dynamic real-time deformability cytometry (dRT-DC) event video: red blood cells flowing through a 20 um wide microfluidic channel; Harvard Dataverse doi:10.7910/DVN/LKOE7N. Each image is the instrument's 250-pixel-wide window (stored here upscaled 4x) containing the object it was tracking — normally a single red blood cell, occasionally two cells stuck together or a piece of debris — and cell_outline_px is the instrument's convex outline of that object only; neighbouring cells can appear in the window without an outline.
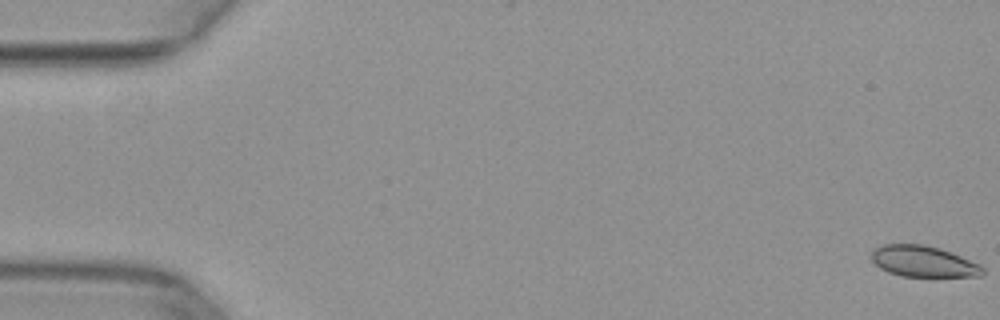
{"species": "common noctule bat (a hibernating species)", "species_latin": "Nyctalus noctula", "temperature_condition": "warm", "stored_images_in_passage": 51, "camera_frame_rate_fps": 3000, "um_per_image_px": 0.085, "animal": {"sex": "female", "body_mass_g": 29.2, "forearm_length_mm": 56.3}, "frame": {"image": 1, "passage_image": 1, "time_ms": 0.0, "image_size_px": [1000, 320], "cell_outline_px": [[984, 272], [980, 276], [900, 276], [888, 272], [880, 268], [872, 260], [872, 252], [880, 244], [924, 244], [940, 248], [980, 264], [984, 268]], "centroid_in_image_um": [78.48, 22.21], "position_along_channel_um": 6.5, "area_um2": 20.06}}
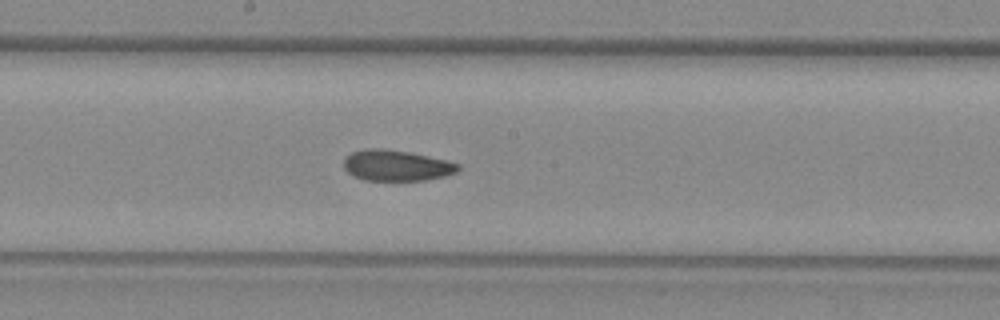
{"frame": {"image": 2, "passage_image": 28, "time_ms": 9.0, "image_size_px": [1000, 320], "cell_outline_px": [[460, 168], [456, 172], [444, 176], [428, 180], [364, 180], [352, 176], [344, 168], [344, 156], [352, 152], [364, 148], [384, 148], [408, 152], [444, 160], [460, 164]], "centroid_in_image_um": [33.65, 14.06], "position_along_channel_um": 214.6, "area_um2": 20.58}}
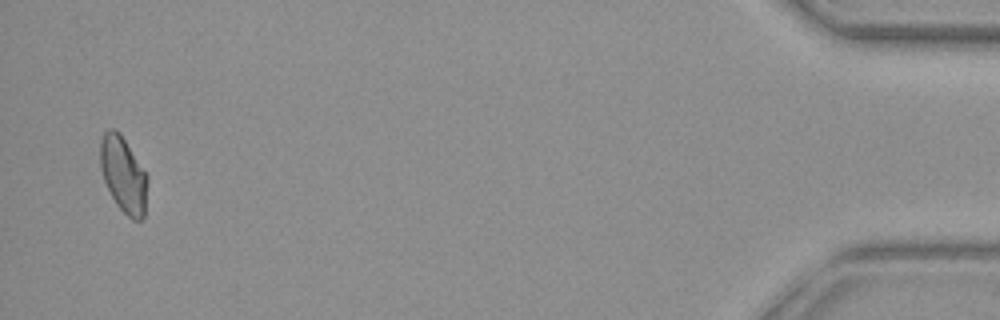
{"frame": {"image": 3, "passage_image": 50, "time_ms": 16.333, "image_size_px": [1000, 320], "cell_outline_px": [[148, 180], [144, 216], [140, 220], [132, 220], [116, 204], [104, 180], [100, 168], [100, 140], [104, 132], [108, 128], [116, 128], [120, 132], [148, 176]], "centroid_in_image_um": [10.48, 14.81], "position_along_channel_um": 424.7, "area_um2": 20.92}}